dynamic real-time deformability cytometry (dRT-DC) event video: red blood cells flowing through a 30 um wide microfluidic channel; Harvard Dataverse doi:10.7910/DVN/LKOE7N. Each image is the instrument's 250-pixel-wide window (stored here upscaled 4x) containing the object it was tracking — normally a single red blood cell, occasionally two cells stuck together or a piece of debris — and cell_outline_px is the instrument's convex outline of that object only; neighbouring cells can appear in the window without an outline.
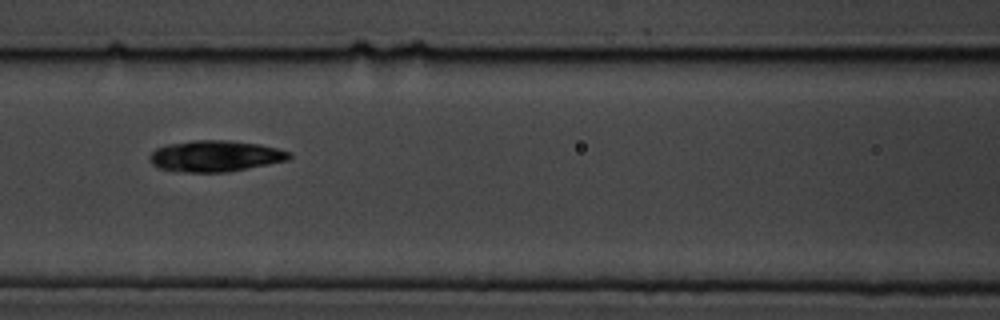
{"species": "common noctule bat (a hibernating species)", "species_latin": "Nyctalus noctula", "temperature_condition": "cold", "stored_images_in_passage": 9, "camera_frame_rate_fps": 3000, "um_per_image_px": 0.085, "animal": {"sex": "male", "body_mass_g": 19.5, "forearm_length_mm": 54.6}, "frame": {"image": 1, "passage_image": 7, "time_ms": 7.0, "image_size_px": [1000, 320], "cell_outline_px": [[292, 156], [288, 160], [228, 172], [184, 172], [160, 168], [152, 164], [148, 160], [148, 156], [156, 148], [168, 144], [192, 140], [228, 140], [260, 144], [276, 148], [288, 152]], "centroid_in_image_um": [18.27, 13.26], "position_along_channel_um": 148.3, "area_um2": 25.32}}
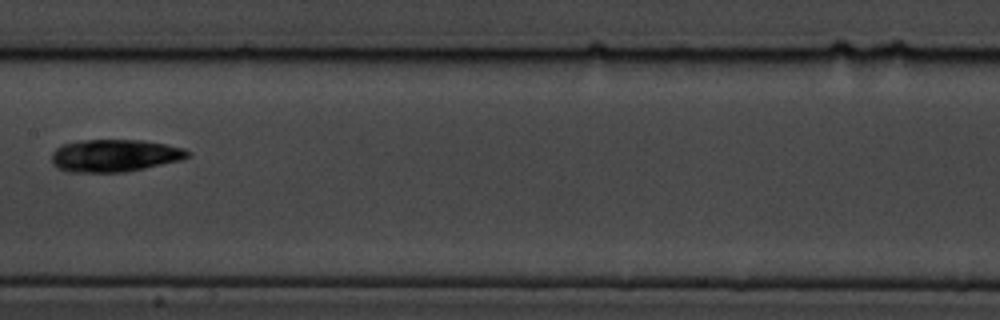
{"frame": {"image": 2, "passage_image": 8, "time_ms": 8.333, "image_size_px": [1000, 320], "cell_outline_px": [[192, 152], [188, 156], [180, 160], [144, 168], [124, 172], [68, 172], [52, 164], [52, 152], [56, 148], [64, 144], [80, 140], [144, 140], [184, 148]], "centroid_in_image_um": [9.74, 13.22], "position_along_channel_um": 197.7, "area_um2": 25.61}}
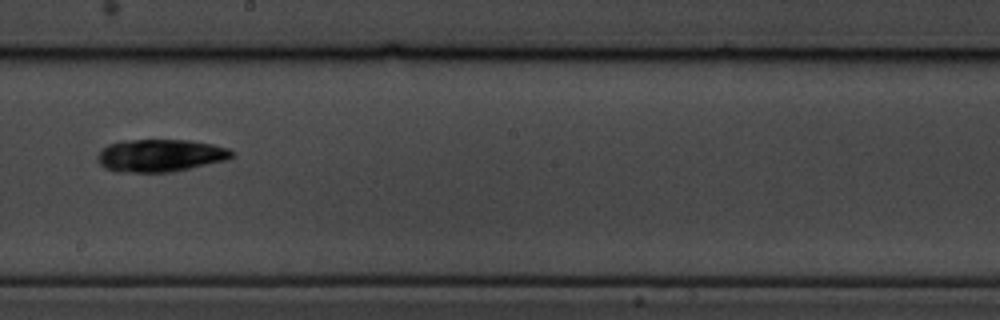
{"frame": {"image": 3, "passage_image": 9, "time_ms": 9.333, "image_size_px": [1000, 320], "cell_outline_px": [[232, 156], [228, 160], [172, 172], [116, 172], [104, 168], [100, 164], [96, 156], [108, 144], [124, 140], [188, 140], [212, 144], [228, 148], [232, 152]], "centroid_in_image_um": [13.61, 13.22], "position_along_channel_um": 234.6, "area_um2": 25.49}}